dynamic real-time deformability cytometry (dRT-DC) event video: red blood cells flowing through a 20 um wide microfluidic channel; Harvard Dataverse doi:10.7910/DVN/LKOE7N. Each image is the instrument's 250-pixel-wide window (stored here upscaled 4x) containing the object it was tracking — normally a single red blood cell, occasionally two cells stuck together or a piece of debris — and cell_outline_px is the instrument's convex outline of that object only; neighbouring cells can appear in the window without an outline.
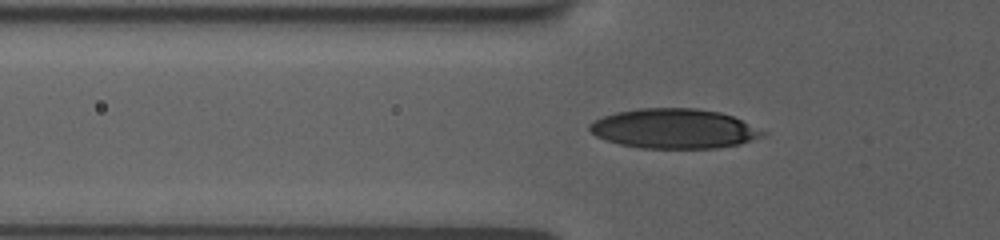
{"species": "human", "species_latin": "Homo sapiens", "temperature_condition": "room temperature", "stored_images_in_passage": 41, "segment_of_instrument_passage": [1, 2], "camera_frame_rate_fps": 3000, "um_per_image_px": 0.085, "donor": {"sex": "female"}, "frame": {"image": 1, "passage_image": 4, "time_ms": 1.0, "image_size_px": [1000, 240], "cell_outline_px": [[768, 132], [764, 136], [740, 144], [716, 148], [640, 148], [620, 144], [604, 140], [596, 136], [588, 128], [588, 124], [604, 116], [616, 112], [640, 108], [696, 108], [720, 112], [732, 116]], "centroid_in_image_um": [57.31, 10.94], "position_along_channel_um": 68.5, "area_um2": 40.11}}
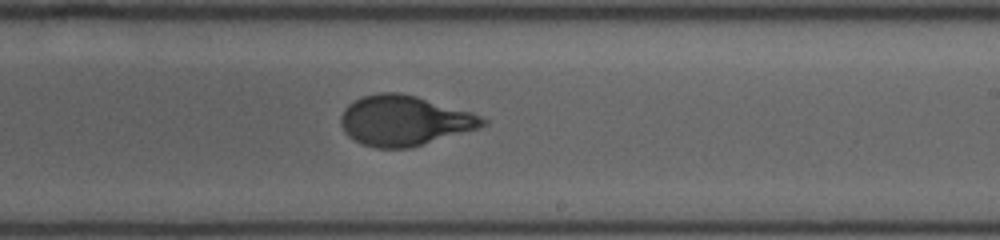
{"frame": {"image": 2, "passage_image": 19, "time_ms": 6.0, "image_size_px": [1000, 240], "cell_outline_px": [[488, 124], [480, 128], [408, 148], [376, 148], [360, 144], [348, 136], [344, 132], [340, 124], [340, 116], [344, 108], [348, 104], [364, 96], [380, 92], [400, 92], [416, 96], [472, 112], [488, 120]], "centroid_in_image_um": [34.35, 10.25], "position_along_channel_um": 254.6, "area_um2": 41.5}}
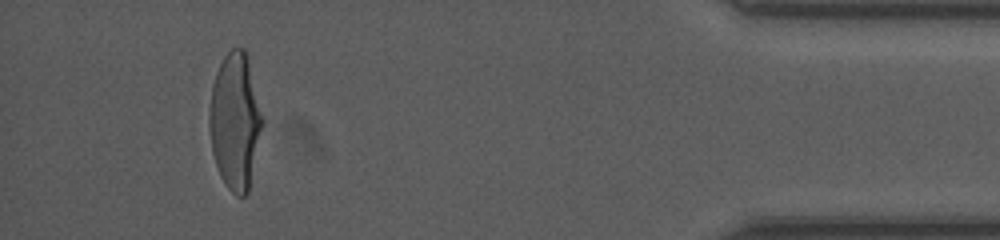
{"frame": {"image": 3, "passage_image": 36, "time_ms": 11.667, "image_size_px": [1000, 240], "cell_outline_px": [[264, 124], [248, 192], [244, 196], [236, 196], [228, 188], [220, 176], [212, 152], [208, 124], [208, 112], [212, 84], [216, 72], [224, 56], [232, 48], [244, 48], [248, 56], [264, 120]], "centroid_in_image_um": [19.99, 10.29], "position_along_channel_um": 415.2, "area_um2": 42.66}}